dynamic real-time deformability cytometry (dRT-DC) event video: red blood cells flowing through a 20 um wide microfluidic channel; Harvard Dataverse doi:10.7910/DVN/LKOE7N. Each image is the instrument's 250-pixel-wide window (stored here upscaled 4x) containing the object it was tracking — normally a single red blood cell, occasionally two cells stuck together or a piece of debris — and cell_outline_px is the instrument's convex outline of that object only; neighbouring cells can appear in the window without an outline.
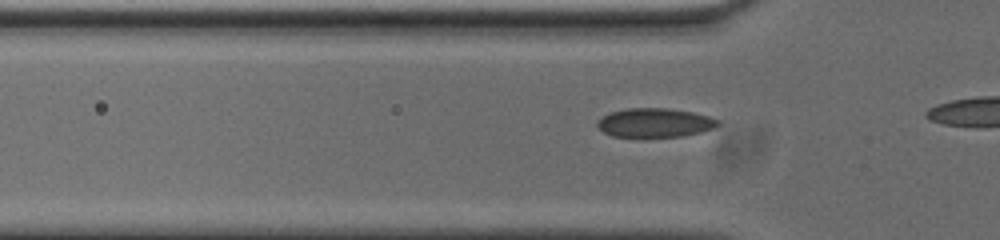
{"species": "common noctule bat (a hibernating species)", "species_latin": "Nyctalus noctula", "temperature_condition": "cold", "stored_images_in_passage": 9, "camera_frame_rate_fps": 3000, "um_per_image_px": 0.085, "animal": {"sex": "male", "body_mass_g": 20.0, "forearm_length_mm": 53.3}, "frame": {"image": 1, "passage_image": 3, "time_ms": 0.667, "image_size_px": [1000, 240], "cell_outline_px": [[716, 124], [708, 128], [696, 132], [676, 136], [616, 136], [600, 128], [600, 120], [604, 116], [612, 112], [636, 108], [656, 108], [688, 112], [704, 116], [716, 120]], "centroid_in_image_um": [55.59, 10.43], "position_along_channel_um": 70.2, "area_um2": 18.61}}
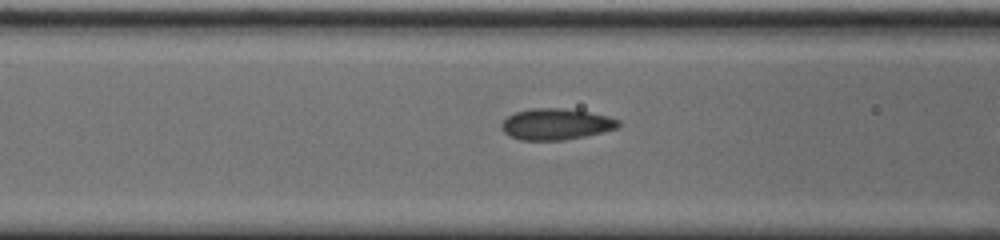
{"frame": {"image": 2, "passage_image": 7, "time_ms": 2.0, "image_size_px": [1000, 240], "cell_outline_px": [[620, 124], [612, 128], [596, 132], [556, 140], [528, 140], [512, 136], [504, 128], [504, 120], [508, 116], [520, 112], [584, 112], [604, 116], [616, 120]], "centroid_in_image_um": [47.23, 10.61], "position_along_channel_um": 119.4, "area_um2": 18.21}}